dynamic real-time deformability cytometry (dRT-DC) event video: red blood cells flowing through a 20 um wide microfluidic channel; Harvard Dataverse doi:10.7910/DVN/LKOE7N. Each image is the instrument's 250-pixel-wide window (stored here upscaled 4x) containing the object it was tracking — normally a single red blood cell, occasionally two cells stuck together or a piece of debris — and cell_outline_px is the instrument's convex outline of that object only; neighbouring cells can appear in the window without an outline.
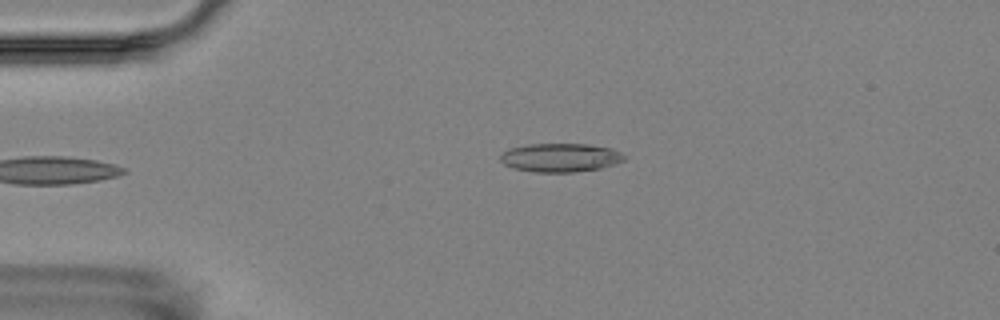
{"species": "Egyptian fruit bat (a non-hibernating species)", "species_latin": "Rousettus aegyptiacus", "temperature_condition": "room temperature", "stored_images_in_passage": 5, "camera_frame_rate_fps": 3000, "um_per_image_px": 0.085, "animal": {"sex": "female"}, "frame": {"image": 1, "passage_image": 5, "time_ms": 4.667, "image_size_px": [1000, 320], "cell_outline_px": [[628, 156], [624, 160], [616, 164], [600, 168], [576, 172], [532, 172], [512, 168], [504, 164], [500, 160], [500, 156], [508, 148], [528, 144], [588, 144], [612, 148]], "centroid_in_image_um": [47.65, 13.4], "position_along_channel_um": 37.4, "area_um2": 20.92}}